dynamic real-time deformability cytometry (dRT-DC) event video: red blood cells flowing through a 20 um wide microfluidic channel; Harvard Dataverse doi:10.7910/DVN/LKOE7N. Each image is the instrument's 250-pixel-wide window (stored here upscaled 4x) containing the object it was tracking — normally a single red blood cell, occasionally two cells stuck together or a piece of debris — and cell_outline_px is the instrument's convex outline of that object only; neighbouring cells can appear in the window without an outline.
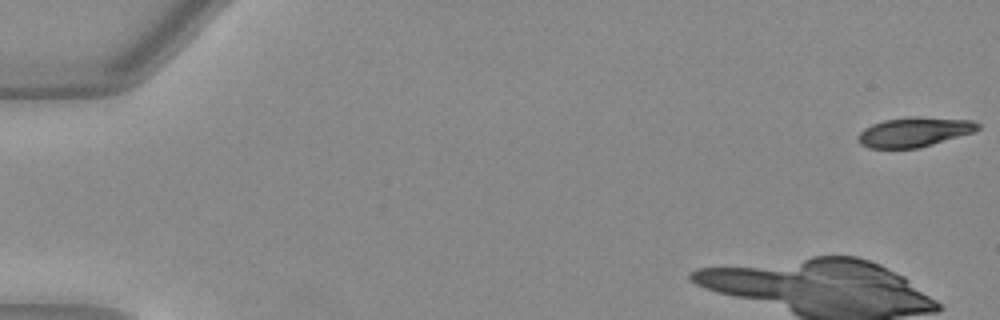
{"species": "Egyptian fruit bat (a non-hibernating species)", "species_latin": "Rousettus aegyptiacus", "temperature_condition": "warm", "stored_images_in_passage": 12, "camera_frame_rate_fps": 3000, "um_per_image_px": 0.085, "animal": {"sex": "female"}, "frame": {"image": 1, "passage_image": 1, "time_ms": 0.0, "image_size_px": [1000, 320], "cell_outline_px": [[980, 128], [972, 132], [920, 148], [868, 148], [860, 144], [856, 136], [864, 128], [872, 124], [884, 120], [972, 120], [980, 124]], "centroid_in_image_um": [77.63, 11.29], "position_along_channel_um": 7.4, "area_um2": 19.36}}